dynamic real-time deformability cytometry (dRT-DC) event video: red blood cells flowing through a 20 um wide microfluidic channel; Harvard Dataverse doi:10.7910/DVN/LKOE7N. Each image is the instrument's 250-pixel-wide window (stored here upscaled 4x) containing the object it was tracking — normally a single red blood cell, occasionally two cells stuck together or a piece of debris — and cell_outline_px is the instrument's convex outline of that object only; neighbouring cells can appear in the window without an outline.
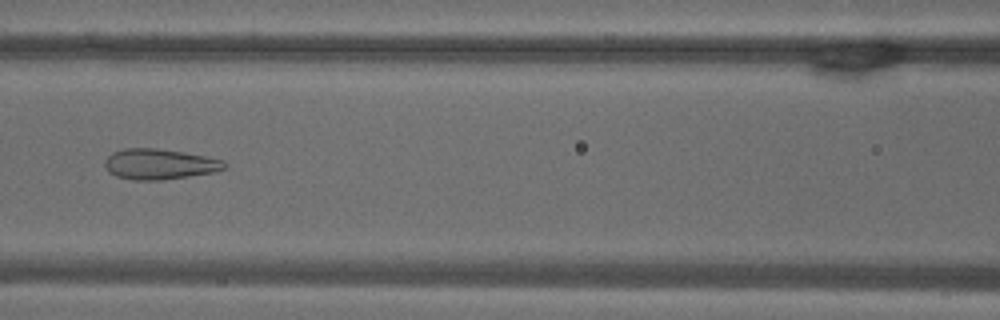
{"species": "common noctule bat (a hibernating species)", "species_latin": "Nyctalus noctula", "temperature_condition": "warm", "stored_images_in_passage": 55, "camera_frame_rate_fps": 3000, "um_per_image_px": 0.085, "animal": {"sex": "male", "body_mass_g": 18.8}, "frame": {"image": 1, "passage_image": 24, "time_ms": 7.667, "image_size_px": [1000, 320], "cell_outline_px": [[228, 168], [216, 172], [164, 180], [132, 180], [116, 176], [108, 172], [104, 164], [104, 160], [112, 152], [124, 148], [156, 148], [184, 152], [224, 160], [228, 164]], "centroid_in_image_um": [13.58, 13.95], "position_along_channel_um": 153.0, "area_um2": 21.62}}
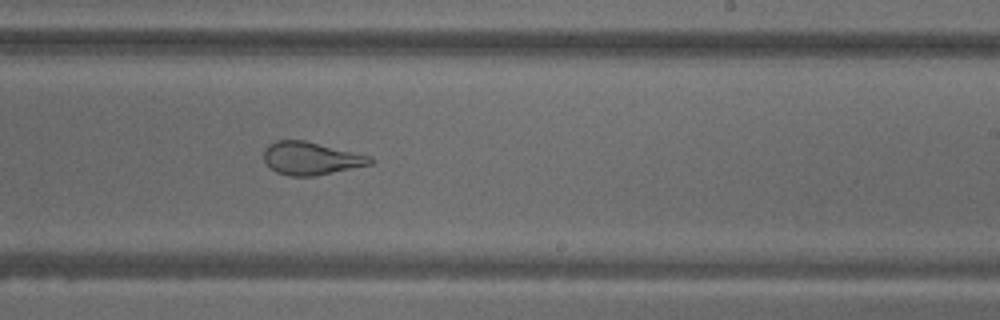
{"frame": {"image": 2, "passage_image": 33, "time_ms": 10.667, "image_size_px": [1000, 320], "cell_outline_px": [[376, 160], [372, 164], [316, 176], [288, 176], [276, 172], [264, 160], [264, 148], [268, 144], [276, 140], [304, 140], [372, 156]], "centroid_in_image_um": [26.46, 13.46], "position_along_channel_um": 262.5, "area_um2": 20.52}}
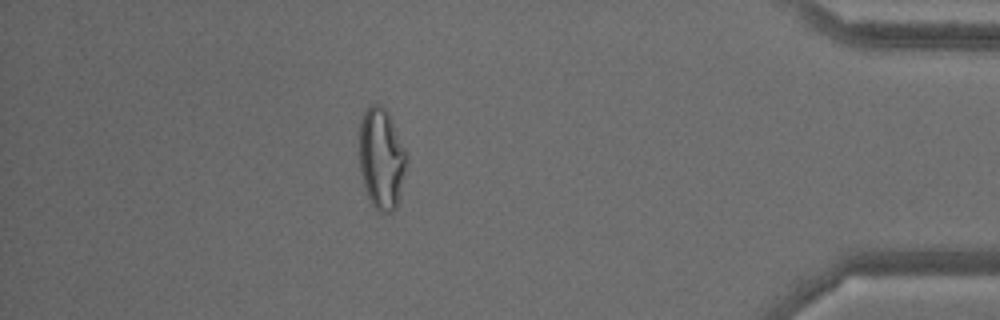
{"frame": {"image": 3, "passage_image": 48, "time_ms": 15.667, "image_size_px": [1000, 320], "cell_outline_px": [[408, 156], [396, 208], [392, 212], [380, 212], [372, 204], [364, 188], [360, 172], [360, 120], [364, 112], [372, 104], [380, 104], [388, 112], [408, 152]], "centroid_in_image_um": [32.43, 13.46], "position_along_channel_um": 402.8, "area_um2": 27.86}, "authors_computed_cell_mechanics": {"area_um2": 27.8596, "velocity_mm_per_s": 3.6721, "shape_relaxation_time_tau1_ms": null, "shape_relaxation_time_tau2_ms": 1.1014, "deformation_change_tau1": null, "deformation_change_tau2": 0.0982}}